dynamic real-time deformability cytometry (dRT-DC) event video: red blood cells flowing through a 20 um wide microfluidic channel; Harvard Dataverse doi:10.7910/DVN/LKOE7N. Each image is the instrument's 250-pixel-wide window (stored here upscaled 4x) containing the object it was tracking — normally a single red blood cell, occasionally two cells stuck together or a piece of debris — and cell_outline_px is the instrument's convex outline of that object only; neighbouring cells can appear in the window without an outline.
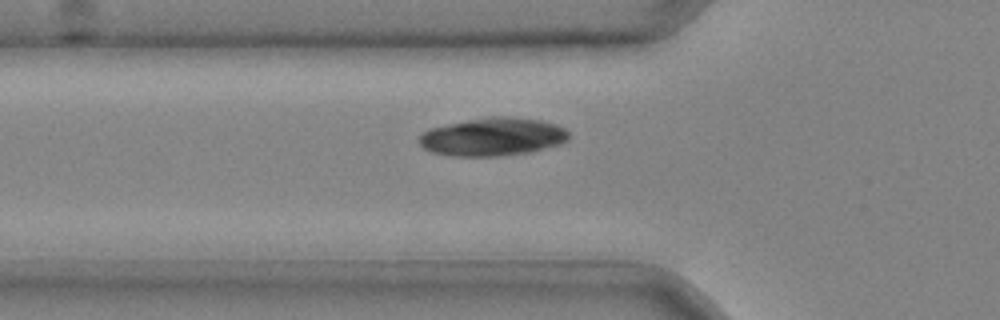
{"species": "common noctule bat (a hibernating species)", "species_latin": "Nyctalus noctula", "temperature_condition": "cold", "stored_images_in_passage": 26, "camera_frame_rate_fps": 3000, "um_per_image_px": 0.085, "animal": {"sex": "male", "body_mass_g": 20.4}, "frame": {"image": 1, "passage_image": 2, "time_ms": 0.333, "image_size_px": [1000, 320], "cell_outline_px": [[568, 140], [560, 144], [528, 152], [500, 156], [452, 156], [432, 152], [424, 148], [420, 144], [420, 136], [424, 132], [432, 128], [448, 124], [468, 120], [492, 116], [508, 116], [540, 120], [556, 124], [564, 128], [568, 132]], "centroid_in_image_um": [41.9, 11.63], "position_along_channel_um": 83.9, "area_um2": 32.95}}
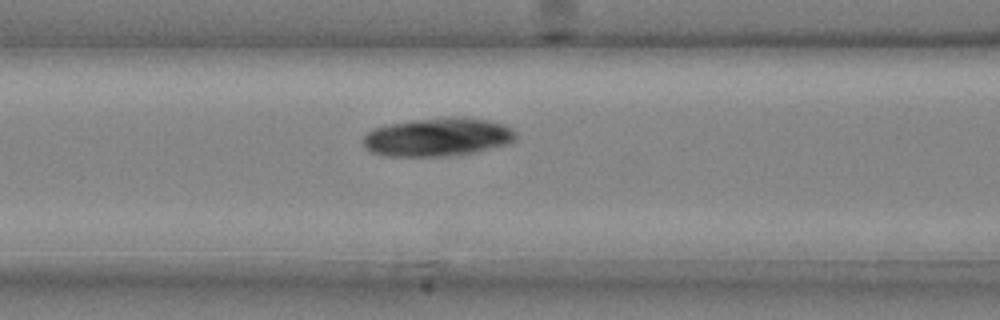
{"frame": {"image": 2, "passage_image": 5, "time_ms": 1.333, "image_size_px": [1000, 320], "cell_outline_px": [[516, 140], [508, 144], [476, 152], [448, 156], [384, 156], [372, 152], [364, 144], [364, 136], [368, 132], [376, 128], [388, 124], [416, 120], [448, 116], [488, 120], [504, 124], [512, 128], [516, 132]], "centroid_in_image_um": [37.26, 11.65], "position_along_channel_um": 129.3, "area_um2": 34.1}}
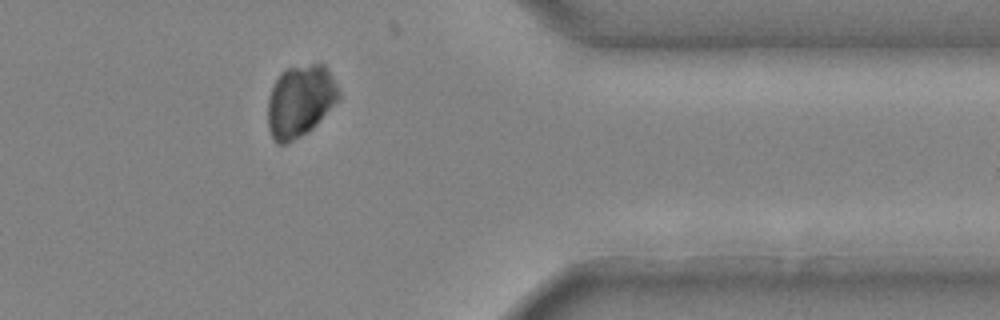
{"frame": {"image": 3, "passage_image": 23, "time_ms": 7.333, "image_size_px": [1000, 320], "cell_outline_px": [[340, 100], [308, 132], [284, 144], [276, 144], [268, 128], [268, 100], [272, 84], [280, 72], [284, 68], [312, 64], [324, 64], [328, 68], [340, 92]], "centroid_in_image_um": [25.51, 8.56], "position_along_channel_um": 385.9, "area_um2": 30.0}}